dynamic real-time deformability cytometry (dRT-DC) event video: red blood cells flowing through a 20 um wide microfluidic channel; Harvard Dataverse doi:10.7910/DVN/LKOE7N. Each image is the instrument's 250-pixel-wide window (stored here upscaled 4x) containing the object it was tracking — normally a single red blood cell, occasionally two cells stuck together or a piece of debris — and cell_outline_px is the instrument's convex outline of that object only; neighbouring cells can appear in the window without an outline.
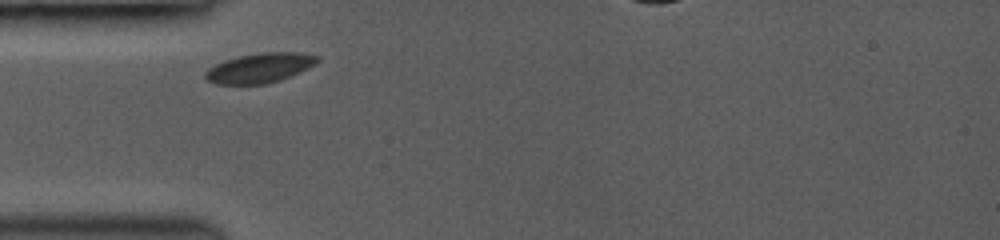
{"species": "common noctule bat (a hibernating species)", "species_latin": "Nyctalus noctula", "temperature_condition": "room temperature", "stored_images_in_passage": 2, "camera_frame_rate_fps": 3000, "um_per_image_px": 0.085, "animal": {"sex": "female", "body_mass_g": 19.0, "forearm_length_mm": 53.3}, "frame": {"image": 1, "passage_image": 1, "time_ms": 0.0, "image_size_px": [1000, 240], "cell_outline_px": [[320, 60], [308, 68], [300, 72], [280, 80], [264, 84], [216, 84], [208, 80], [204, 76], [204, 72], [208, 68], [224, 60], [236, 56], [260, 52], [300, 52], [320, 56]], "centroid_in_image_um": [22.08, 5.76], "position_along_channel_um": 62.9, "area_um2": 19.54}}